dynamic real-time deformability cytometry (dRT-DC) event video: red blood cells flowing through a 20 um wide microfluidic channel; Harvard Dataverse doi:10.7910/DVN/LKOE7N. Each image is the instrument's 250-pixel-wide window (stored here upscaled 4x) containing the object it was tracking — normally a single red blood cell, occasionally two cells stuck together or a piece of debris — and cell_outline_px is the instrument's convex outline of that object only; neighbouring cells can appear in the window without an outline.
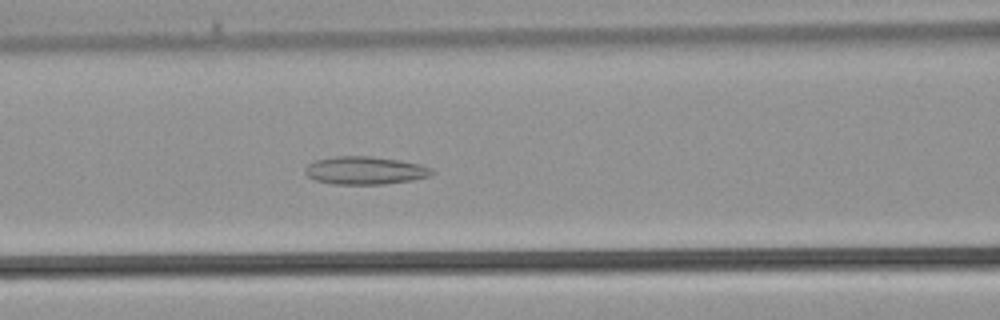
{"species": "common noctule bat (a hibernating species)", "species_latin": "Nyctalus noctula", "temperature_condition": "warm", "stored_images_in_passage": 34, "camera_frame_rate_fps": 3000, "um_per_image_px": 0.085, "animal": {"sex": "male", "body_mass_g": 21.5, "forearm_length_mm": 52.0}, "frame": {"image": 1, "passage_image": 11, "time_ms": 3.333, "image_size_px": [1000, 320], "cell_outline_px": [[436, 172], [428, 176], [412, 180], [384, 184], [332, 184], [312, 180], [304, 172], [304, 168], [308, 164], [316, 160], [336, 156], [372, 156], [400, 160], [420, 164], [432, 168]], "centroid_in_image_um": [31.01, 14.49], "position_along_channel_um": 135.6, "area_um2": 20.81}}
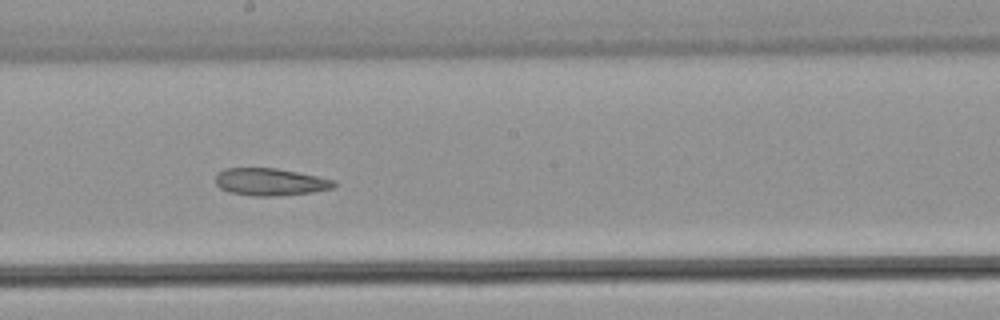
{"frame": {"image": 2, "passage_image": 16, "time_ms": 5.0, "image_size_px": [1000, 320], "cell_outline_px": [[336, 184], [332, 188], [312, 192], [272, 196], [252, 196], [228, 192], [220, 188], [216, 184], [216, 176], [224, 168], [276, 168], [336, 180]], "centroid_in_image_um": [22.95, 15.46], "position_along_channel_um": 225.3, "area_um2": 18.73}}
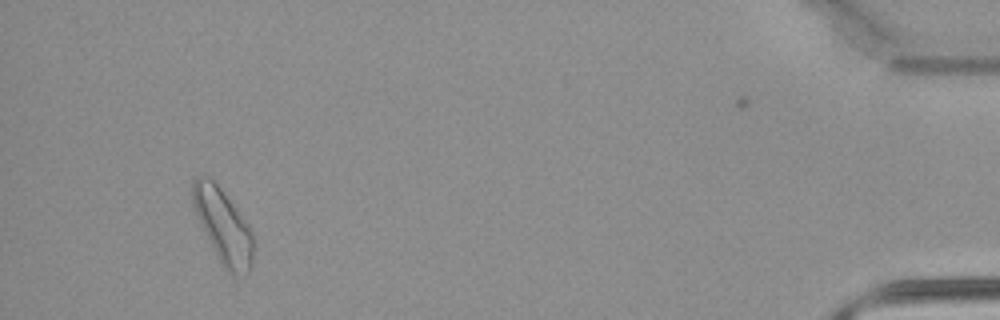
{"frame": {"image": 3, "passage_image": 31, "time_ms": 10.0, "image_size_px": [1000, 320], "cell_outline_px": [[256, 244], [248, 272], [244, 276], [232, 276], [224, 268], [192, 204], [192, 180], [196, 176], [208, 176], [220, 188], [248, 224], [252, 232]], "centroid_in_image_um": [19.01, 19.23], "position_along_channel_um": 416.2, "area_um2": 25.72}}